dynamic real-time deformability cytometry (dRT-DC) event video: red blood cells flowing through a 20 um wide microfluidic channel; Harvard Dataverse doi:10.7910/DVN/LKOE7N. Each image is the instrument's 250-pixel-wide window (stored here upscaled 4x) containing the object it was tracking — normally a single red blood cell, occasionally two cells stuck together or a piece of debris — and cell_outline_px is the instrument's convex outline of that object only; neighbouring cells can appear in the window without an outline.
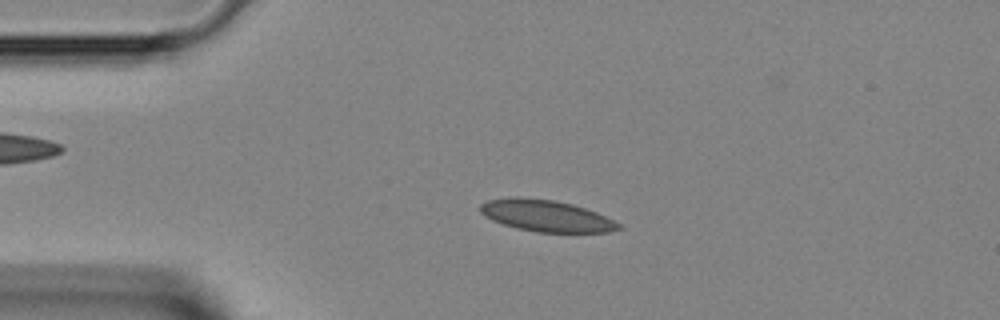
{"species": "Egyptian fruit bat (a non-hibernating species)", "species_latin": "Rousettus aegyptiacus", "temperature_condition": "room temperature", "stored_images_in_passage": 29, "camera_frame_rate_fps": 3000, "um_per_image_px": 0.085, "animal": {"sex": "female"}, "frame": {"image": 1, "passage_image": 5, "time_ms": 1.333, "image_size_px": [1000, 320], "cell_outline_px": [[624, 228], [608, 232], [536, 232], [516, 228], [492, 220], [484, 216], [480, 212], [480, 204], [488, 200], [512, 196], [520, 196], [556, 200], [572, 204], [596, 212], [620, 224]], "centroid_in_image_um": [46.39, 18.33], "position_along_channel_um": 38.6, "area_um2": 25.55}}
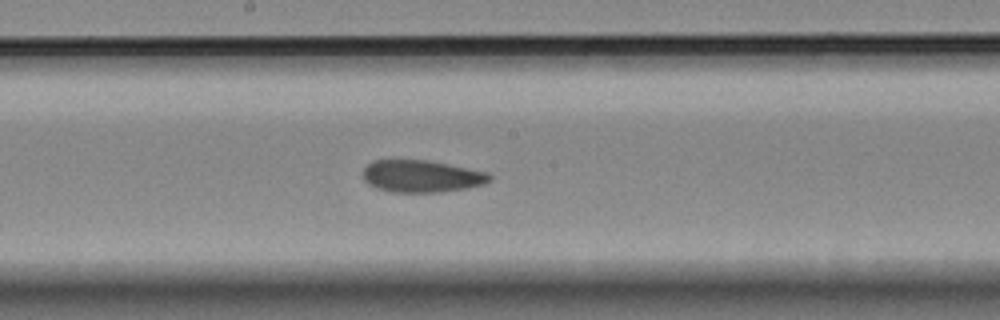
{"frame": {"image": 2, "passage_image": 18, "time_ms": 5.667, "image_size_px": [1000, 320], "cell_outline_px": [[492, 180], [484, 184], [468, 188], [440, 192], [392, 192], [376, 188], [368, 184], [364, 180], [364, 168], [372, 160], [428, 160], [488, 172], [492, 176]], "centroid_in_image_um": [35.85, 14.98], "position_along_channel_um": 212.3, "area_um2": 23.81}}
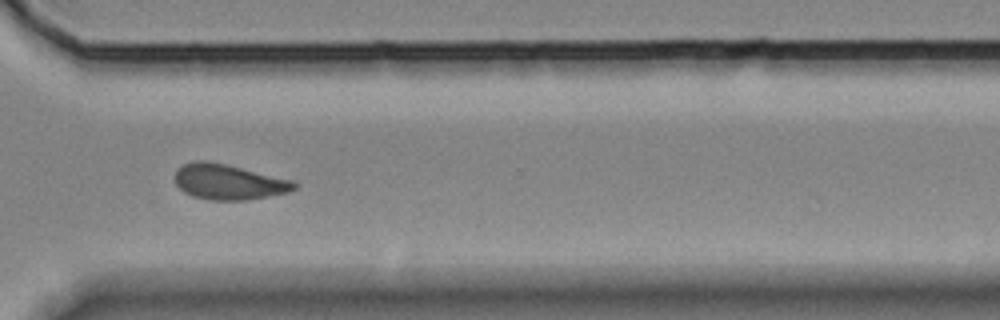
{"frame": {"image": 3, "passage_image": 27, "time_ms": 8.667, "image_size_px": [1000, 320], "cell_outline_px": [[296, 188], [288, 192], [268, 196], [244, 200], [208, 200], [192, 196], [184, 192], [176, 184], [176, 168], [184, 164], [196, 160], [204, 160], [224, 164], [296, 180]], "centroid_in_image_um": [19.44, 15.46], "position_along_channel_um": 351.2, "area_um2": 24.57}}